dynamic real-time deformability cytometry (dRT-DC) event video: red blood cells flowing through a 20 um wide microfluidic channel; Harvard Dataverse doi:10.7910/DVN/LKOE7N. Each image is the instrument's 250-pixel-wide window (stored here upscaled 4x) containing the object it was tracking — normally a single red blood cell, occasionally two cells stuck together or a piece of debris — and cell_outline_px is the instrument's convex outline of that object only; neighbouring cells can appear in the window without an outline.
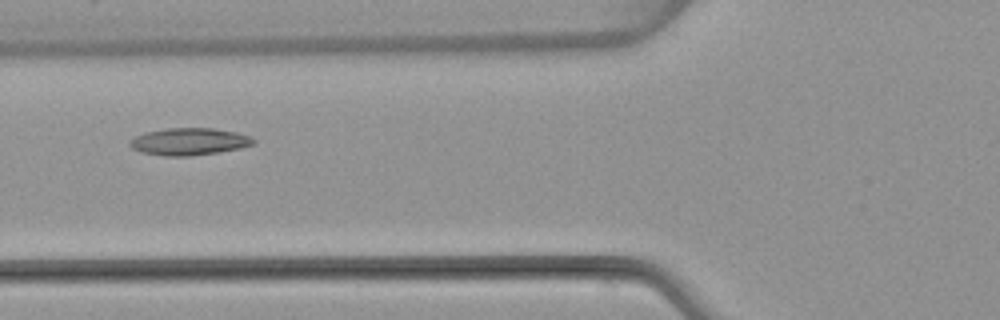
{"species": "common noctule bat (a hibernating species)", "species_latin": "Nyctalus noctula", "temperature_condition": "warm", "stored_images_in_passage": 7, "camera_frame_rate_fps": 3000, "um_per_image_px": 0.085, "animal": {"sex": "female", "body_mass_g": 22.7, "forearm_length_mm": 54.2}, "frame": {"image": 1, "passage_image": 5, "time_ms": 6.0, "image_size_px": [1000, 320], "cell_outline_px": [[256, 144], [240, 148], [220, 152], [188, 156], [164, 156], [140, 152], [132, 148], [128, 144], [128, 140], [136, 136], [148, 132], [168, 128], [212, 128], [236, 132], [248, 136], [256, 140]], "centroid_in_image_um": [16.08, 12.04], "position_along_channel_um": 109.7, "area_um2": 19.59}}
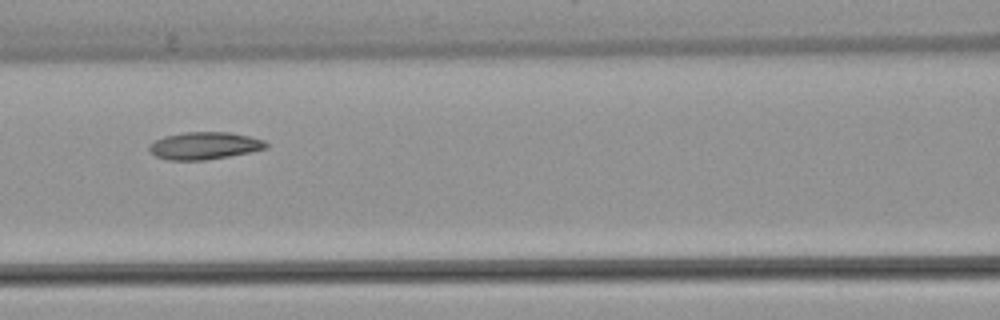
{"frame": {"image": 2, "passage_image": 6, "time_ms": 7.0, "image_size_px": [1000, 320], "cell_outline_px": [[268, 148], [252, 152], [204, 160], [168, 160], [156, 156], [148, 152], [148, 144], [164, 136], [184, 132], [228, 132], [248, 136], [264, 140], [268, 144]], "centroid_in_image_um": [17.35, 12.38], "position_along_channel_um": 149.2, "area_um2": 18.73}}
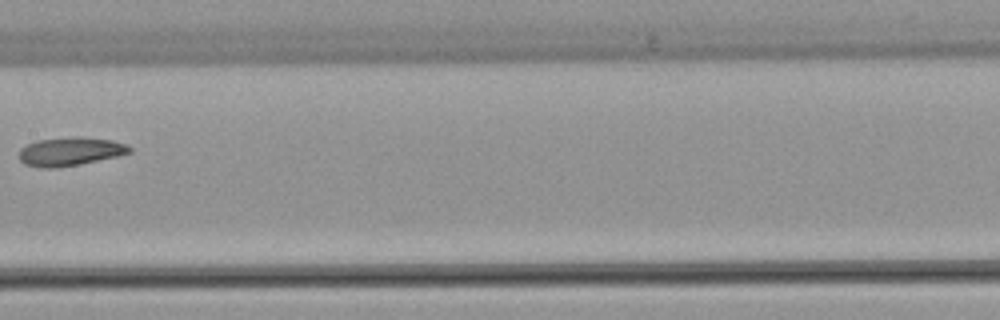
{"frame": {"image": 3, "passage_image": 7, "time_ms": 8.333, "image_size_px": [1000, 320], "cell_outline_px": [[132, 152], [116, 156], [80, 164], [56, 168], [40, 168], [24, 164], [20, 160], [20, 148], [36, 140], [72, 136], [80, 136], [112, 140], [124, 144], [132, 148]], "centroid_in_image_um": [5.94, 12.87], "position_along_channel_um": 201.5, "area_um2": 18.44}}